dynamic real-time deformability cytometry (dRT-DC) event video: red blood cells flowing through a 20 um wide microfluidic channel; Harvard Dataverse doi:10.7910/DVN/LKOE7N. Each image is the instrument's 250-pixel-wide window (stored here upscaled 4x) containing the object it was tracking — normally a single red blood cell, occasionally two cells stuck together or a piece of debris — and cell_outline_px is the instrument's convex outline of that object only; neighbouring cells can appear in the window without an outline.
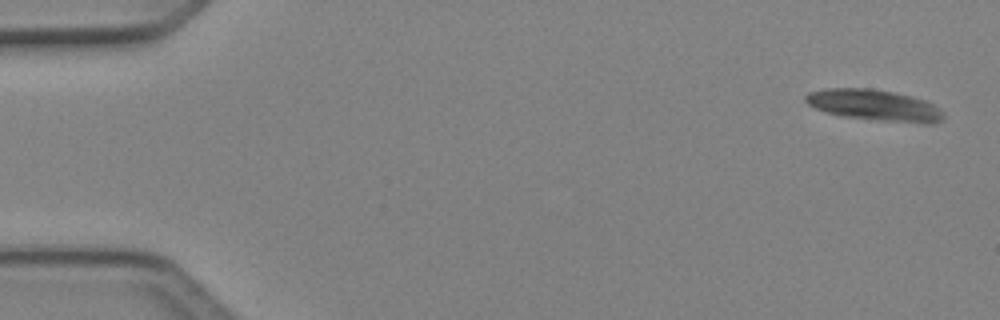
{"species": "Egyptian fruit bat (a non-hibernating species)", "species_latin": "Rousettus aegyptiacus", "temperature_condition": "cold", "stored_images_in_passage": 5, "segment_of_instrument_passage": [2, 2], "camera_frame_rate_fps": 3000, "um_per_image_px": 0.085, "animal": {"sex": "female"}, "frame": {"image": 1, "passage_image": 5, "time_ms": 1.333, "image_size_px": [1000, 320], "cell_outline_px": [[944, 116], [940, 120], [932, 124], [924, 124], [880, 120], [844, 116], [828, 112], [816, 108], [808, 104], [804, 100], [804, 96], [808, 92], [824, 88], [868, 88], [892, 92], [912, 96], [924, 100], [940, 108], [944, 112]], "centroid_in_image_um": [74.33, 8.94], "position_along_channel_um": 10.7, "area_um2": 24.91}}